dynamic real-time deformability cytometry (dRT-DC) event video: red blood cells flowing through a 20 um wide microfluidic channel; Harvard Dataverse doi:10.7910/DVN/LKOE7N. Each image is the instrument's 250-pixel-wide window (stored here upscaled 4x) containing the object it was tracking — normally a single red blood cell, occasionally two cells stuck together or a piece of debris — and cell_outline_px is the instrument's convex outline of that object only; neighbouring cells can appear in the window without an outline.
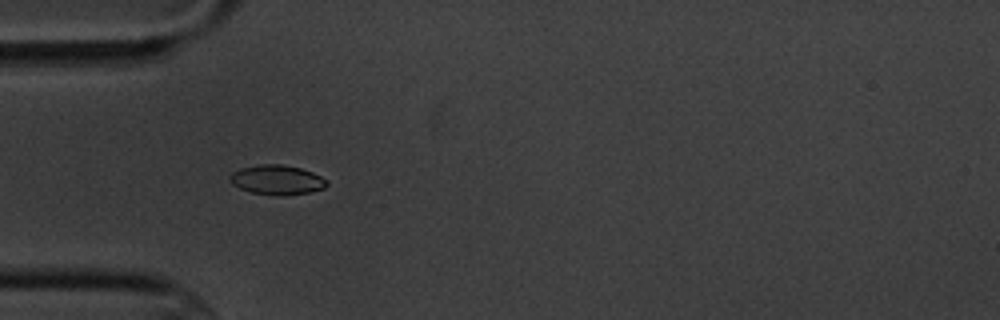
{"species": "common noctule bat (a hibernating species)", "species_latin": "Nyctalus noctula", "temperature_condition": "cold", "stored_images_in_passage": 6, "camera_frame_rate_fps": 3000, "um_per_image_px": 0.085, "animal": {"sex": "male", "body_mass_g": 20.1, "forearm_length_mm": 53.5}, "frame": {"image": 1, "passage_image": 4, "time_ms": 4.333, "image_size_px": [1000, 320], "cell_outline_px": [[328, 184], [324, 188], [308, 192], [284, 196], [276, 196], [252, 192], [240, 188], [232, 184], [228, 176], [232, 172], [240, 168], [260, 164], [284, 164], [300, 168], [312, 172], [328, 180]], "centroid_in_image_um": [23.53, 15.28], "position_along_channel_um": 61.5, "area_um2": 16.82}}
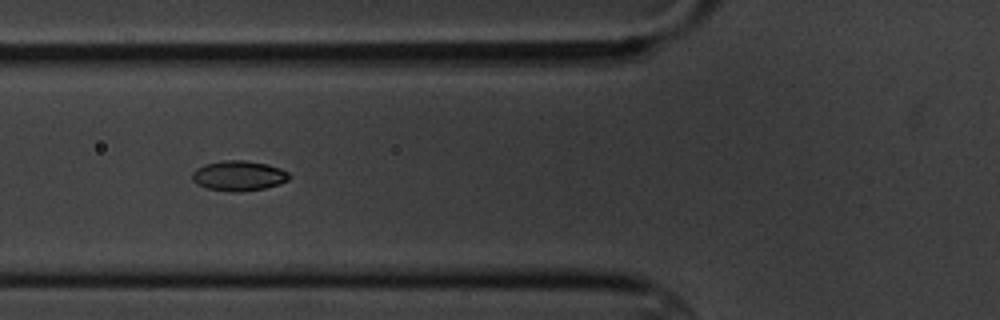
{"frame": {"image": 2, "passage_image": 5, "time_ms": 5.667, "image_size_px": [1000, 320], "cell_outline_px": [[288, 180], [280, 184], [264, 188], [236, 192], [232, 192], [208, 188], [196, 184], [192, 180], [192, 172], [196, 168], [204, 164], [224, 160], [244, 160], [268, 164], [280, 168], [288, 172]], "centroid_in_image_um": [20.26, 14.93], "position_along_channel_um": 105.5, "area_um2": 16.99}}
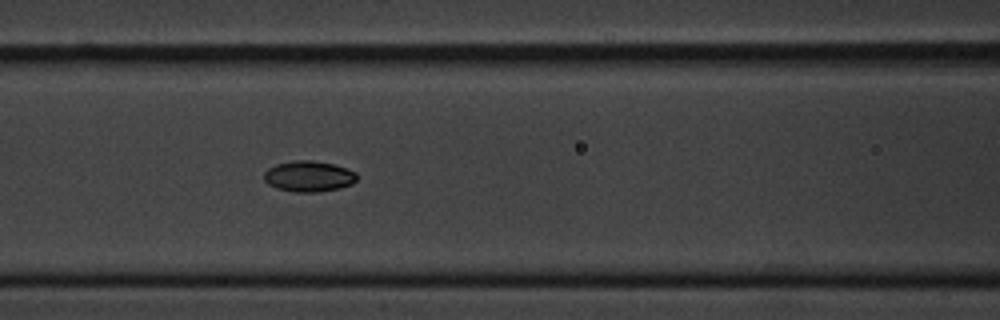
{"frame": {"image": 3, "passage_image": 6, "time_ms": 6.667, "image_size_px": [1000, 320], "cell_outline_px": [[356, 180], [352, 184], [340, 188], [320, 192], [292, 192], [276, 188], [268, 184], [264, 180], [264, 172], [268, 168], [276, 164], [296, 160], [312, 160], [332, 164], [348, 168], [356, 172]], "centroid_in_image_um": [26.24, 14.99], "position_along_channel_um": 140.4, "area_um2": 16.82}}